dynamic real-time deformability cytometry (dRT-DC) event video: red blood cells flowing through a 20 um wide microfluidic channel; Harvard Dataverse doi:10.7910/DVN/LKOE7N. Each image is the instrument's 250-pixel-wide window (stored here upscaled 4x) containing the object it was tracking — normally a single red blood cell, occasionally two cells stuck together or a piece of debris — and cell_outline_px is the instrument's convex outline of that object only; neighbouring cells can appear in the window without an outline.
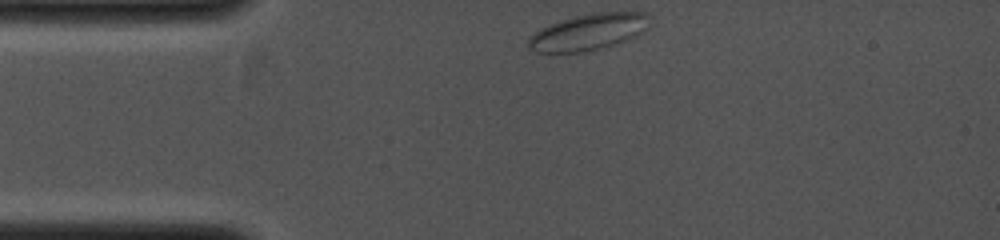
{"species": "common noctule bat (a hibernating species)", "species_latin": "Nyctalus noctula", "temperature_condition": "cold", "stored_images_in_passage": 30, "camera_frame_rate_fps": 4000, "um_per_image_px": 0.085, "animal": {"sex": "female", "body_mass_g": 19.0, "forearm_length_mm": 53.3}, "frame": {"image": 1, "passage_image": 1, "time_ms": 0.0, "image_size_px": [1000, 240], "cell_outline_px": [[652, 16], [648, 28], [644, 32], [636, 36], [612, 44], [580, 52], [536, 52], [528, 48], [528, 40], [536, 32], [548, 24], [560, 20], [576, 16], [596, 12], [648, 12]], "centroid_in_image_um": [50.07, 2.69], "position_along_channel_um": 34.9, "area_um2": 25.49}}
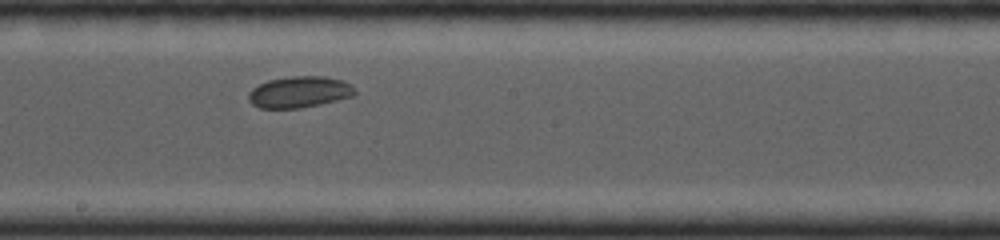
{"frame": {"image": 2, "passage_image": 16, "time_ms": 3.75, "image_size_px": [1000, 240], "cell_outline_px": [[356, 92], [352, 96], [320, 104], [300, 108], [260, 108], [252, 104], [248, 100], [248, 92], [252, 88], [268, 80], [292, 76], [324, 76], [344, 80], [352, 84], [356, 88]], "centroid_in_image_um": [25.46, 7.81], "position_along_channel_um": 222.7, "area_um2": 19.54}}
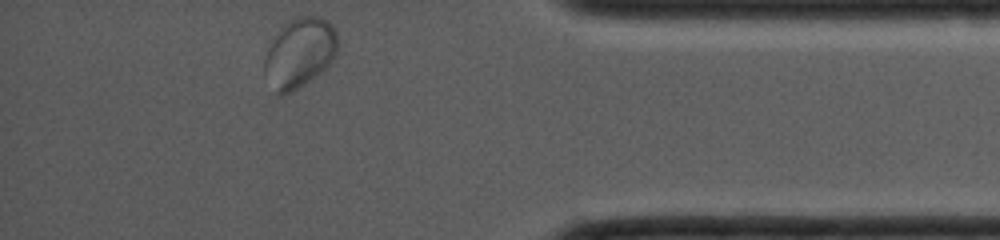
{"frame": {"image": 3, "passage_image": 30, "time_ms": 7.25, "image_size_px": [1000, 240], "cell_outline_px": [[336, 56], [320, 72], [292, 92], [280, 96], [276, 96], [264, 76], [264, 60], [268, 48], [276, 36], [288, 20], [296, 16], [320, 16], [328, 20], [336, 32]], "centroid_in_image_um": [25.43, 4.51], "position_along_channel_um": 409.8, "area_um2": 29.59}}